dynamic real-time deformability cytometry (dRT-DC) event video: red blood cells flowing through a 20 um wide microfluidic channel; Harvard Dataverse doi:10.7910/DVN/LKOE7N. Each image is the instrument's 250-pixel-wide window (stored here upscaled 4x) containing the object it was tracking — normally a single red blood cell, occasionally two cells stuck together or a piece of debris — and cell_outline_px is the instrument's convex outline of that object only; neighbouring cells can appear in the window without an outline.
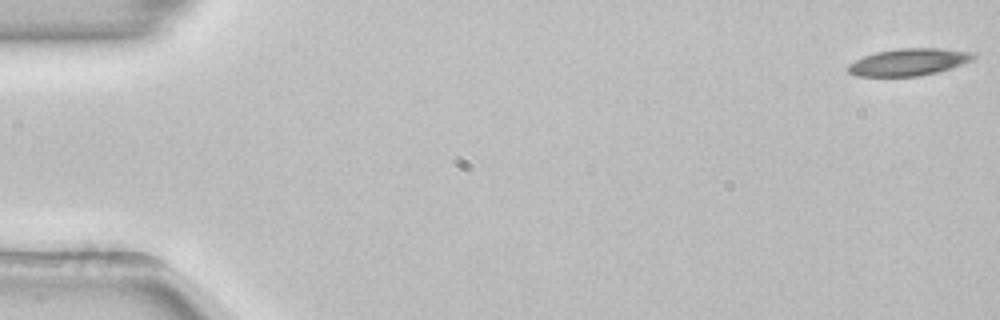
{"species": "common noctule bat (a hibernating species)", "species_latin": "Nyctalus noctula", "temperature_condition": "room temperature", "stored_images_in_passage": 54, "camera_frame_rate_fps": 3000, "um_per_image_px": 0.085, "animal": {"sex": "female", "body_mass_g": 22.7, "forearm_length_mm": 54.2}, "frame": {"image": 1, "passage_image": 1, "time_ms": 0.0, "image_size_px": [1000, 320], "cell_outline_px": [[976, 56], [972, 60], [936, 72], [916, 76], [856, 76], [848, 72], [848, 64], [864, 56], [876, 52], [896, 48], [940, 48], [972, 52]], "centroid_in_image_um": [77.2, 5.26], "position_along_channel_um": 7.8, "area_um2": 19.54}}
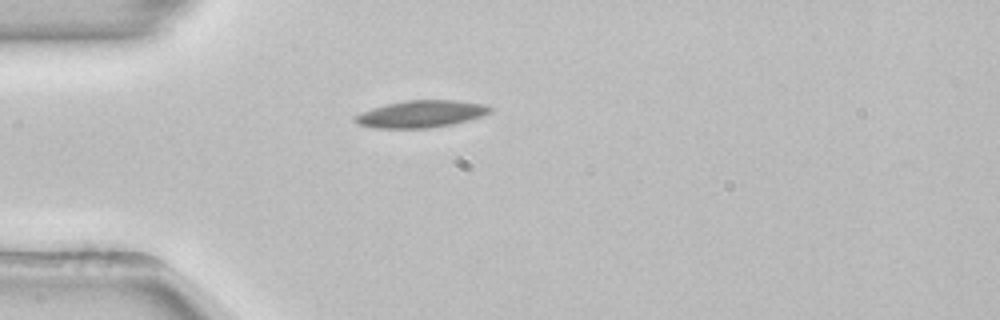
{"frame": {"image": 2, "passage_image": 15, "time_ms": 4.667, "image_size_px": [1000, 320], "cell_outline_px": [[492, 108], [488, 112], [480, 116], [468, 120], [452, 124], [428, 128], [376, 128], [360, 124], [352, 120], [360, 112], [372, 108], [388, 104], [408, 100], [456, 100], [484, 104]], "centroid_in_image_um": [35.76, 9.68], "position_along_channel_um": 49.2, "area_um2": 20.98}}
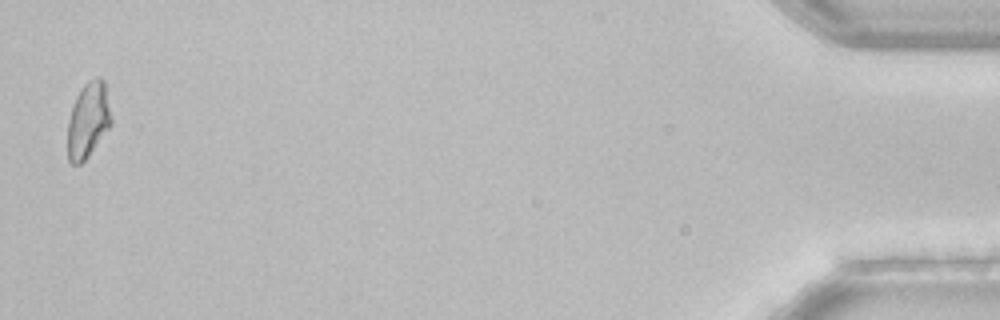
{"frame": {"image": 3, "passage_image": 53, "time_ms": 17.333, "image_size_px": [1000, 320], "cell_outline_px": [[112, 124], [88, 156], [80, 164], [72, 164], [68, 160], [68, 120], [72, 104], [76, 96], [84, 84], [88, 80], [96, 76], [100, 76], [104, 80], [112, 120]], "centroid_in_image_um": [7.49, 10.18], "position_along_channel_um": 427.7, "area_um2": 19.25}, "authors_computed_cell_mechanics": {"area_um2": 19.7098, "velocity_mm_per_s": 3.8455, "shape_relaxation_time_tau1_ms": 7.1294, "shape_relaxation_time_tau2_ms": null, "deformation_change_tau1": 0.1556, "deformation_change_tau2": null}}